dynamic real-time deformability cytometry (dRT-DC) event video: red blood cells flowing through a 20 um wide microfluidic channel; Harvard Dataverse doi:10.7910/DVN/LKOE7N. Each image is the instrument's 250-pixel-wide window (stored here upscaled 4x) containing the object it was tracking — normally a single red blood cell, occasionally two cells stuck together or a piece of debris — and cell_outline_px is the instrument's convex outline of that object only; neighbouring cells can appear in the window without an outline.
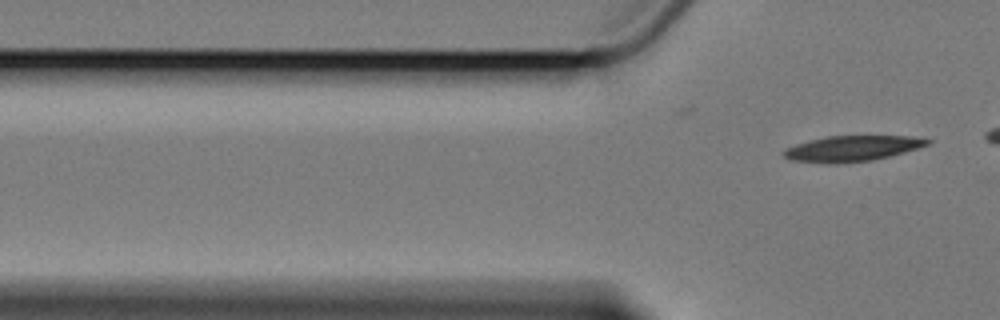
{"species": "Egyptian fruit bat (a non-hibernating species)", "species_latin": "Rousettus aegyptiacus", "temperature_condition": "cold", "stored_images_in_passage": 3, "segment_of_instrument_passage": [2, 2], "camera_frame_rate_fps": 3000, "um_per_image_px": 0.085, "animal": {"sex": "female"}, "frame": {"image": 1, "passage_image": 3, "time_ms": 2.333, "image_size_px": [1000, 320], "cell_outline_px": [[932, 140], [928, 144], [904, 152], [872, 160], [836, 164], [828, 164], [788, 160], [780, 152], [784, 148], [796, 144], [828, 136], [912, 136]], "centroid_in_image_um": [72.35, 12.63], "position_along_channel_um": 53.5, "area_um2": 21.44}}